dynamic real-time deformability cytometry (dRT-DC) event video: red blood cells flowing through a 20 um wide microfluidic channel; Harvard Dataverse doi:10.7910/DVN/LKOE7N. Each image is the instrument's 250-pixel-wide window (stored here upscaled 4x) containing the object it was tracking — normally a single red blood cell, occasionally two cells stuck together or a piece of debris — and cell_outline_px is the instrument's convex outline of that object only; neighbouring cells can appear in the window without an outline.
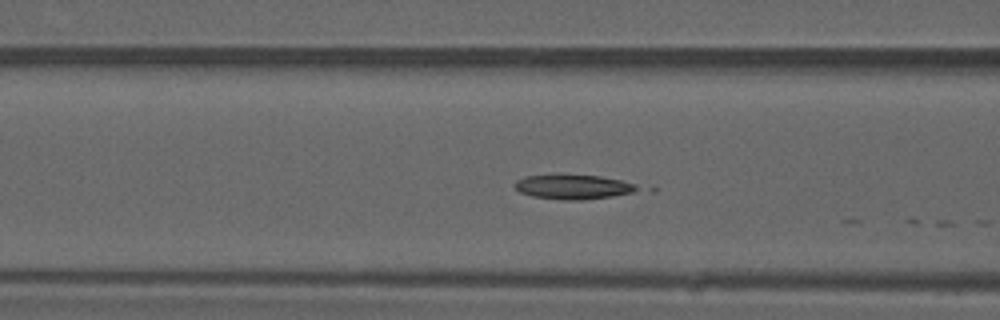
{"species": "common noctule bat (a hibernating species)", "species_latin": "Nyctalus noctula", "temperature_condition": "warm", "stored_images_in_passage": 5, "camera_frame_rate_fps": 3000, "um_per_image_px": 0.085, "animal": {"sex": "male", "forearm_length_mm": 52.5}, "frame": {"image": 1, "passage_image": 4, "time_ms": 1.0, "image_size_px": [1000, 320], "cell_outline_px": [[656, 192], [584, 200], [560, 200], [532, 196], [520, 192], [512, 184], [516, 180], [524, 176], [560, 172], [600, 176], [652, 184], [656, 188]], "centroid_in_image_um": [49.2, 15.86], "position_along_channel_um": 117.4, "area_um2": 20.29}}